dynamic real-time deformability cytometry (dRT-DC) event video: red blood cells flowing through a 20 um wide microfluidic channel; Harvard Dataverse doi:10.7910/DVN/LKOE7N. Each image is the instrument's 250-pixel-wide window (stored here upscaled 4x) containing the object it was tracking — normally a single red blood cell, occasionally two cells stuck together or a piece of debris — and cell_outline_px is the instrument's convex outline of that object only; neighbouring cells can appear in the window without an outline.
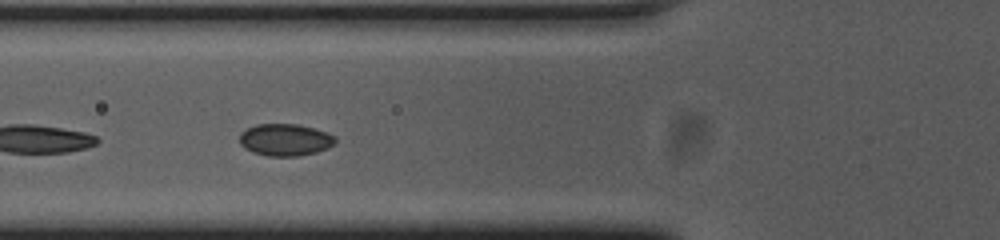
{"species": "common noctule bat (a hibernating species)", "species_latin": "Nyctalus noctula", "temperature_condition": "cold", "stored_images_in_passage": 27, "segment_of_instrument_passage": [2, 2], "camera_frame_rate_fps": 3000, "um_per_image_px": 0.085, "animal": {"sex": "female", "body_mass_g": 23.0, "forearm_length_mm": 53.4}, "frame": {"image": 1, "passage_image": 17, "time_ms": 5.333, "image_size_px": [1000, 240], "cell_outline_px": [[336, 144], [328, 148], [316, 152], [300, 156], [268, 156], [252, 152], [244, 148], [240, 144], [240, 132], [256, 124], [296, 124], [328, 132], [336, 136]], "centroid_in_image_um": [24.26, 11.89], "position_along_channel_um": 101.5, "area_um2": 18.03}}
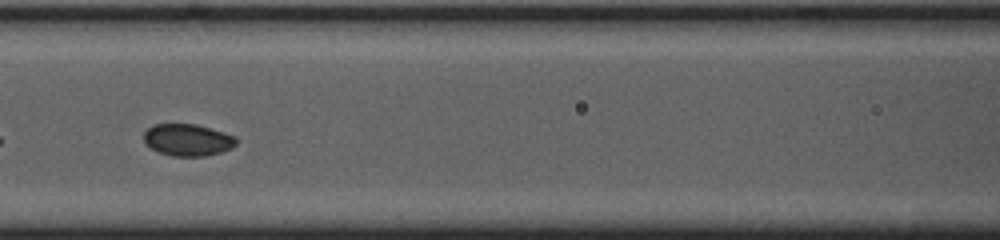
{"frame": {"image": 2, "passage_image": 21, "time_ms": 6.667, "image_size_px": [1000, 240], "cell_outline_px": [[236, 144], [232, 148], [220, 152], [204, 156], [172, 156], [160, 152], [152, 148], [144, 140], [144, 132], [152, 124], [196, 124], [224, 132], [236, 136]], "centroid_in_image_um": [15.97, 11.88], "position_along_channel_um": 150.6, "area_um2": 17.11}}